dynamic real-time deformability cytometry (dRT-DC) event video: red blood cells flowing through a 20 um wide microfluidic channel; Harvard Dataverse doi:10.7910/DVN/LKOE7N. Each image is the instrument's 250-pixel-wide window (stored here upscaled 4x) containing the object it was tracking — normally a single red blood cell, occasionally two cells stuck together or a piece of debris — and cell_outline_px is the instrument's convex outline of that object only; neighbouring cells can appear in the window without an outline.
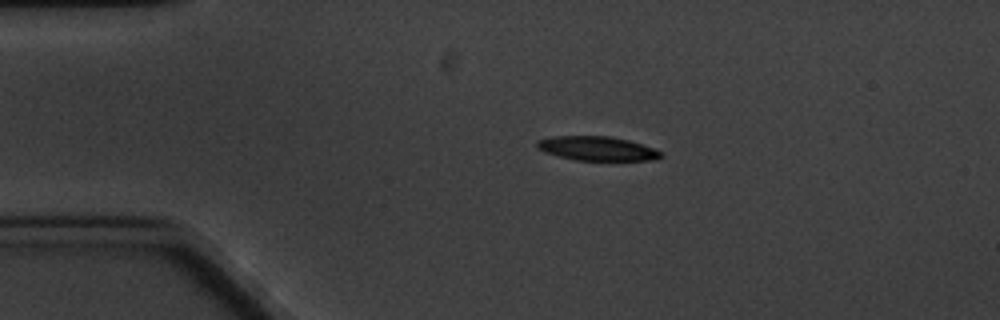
{"species": "common noctule bat (a hibernating species)", "species_latin": "Nyctalus noctula", "temperature_condition": "cold", "stored_images_in_passage": 9, "camera_frame_rate_fps": 3000, "um_per_image_px": 0.085, "animal": {"sex": "male", "body_mass_g": 20.1, "forearm_length_mm": 53.5}, "frame": {"image": 1, "passage_image": 1, "time_ms": 0.0, "image_size_px": [1000, 320], "cell_outline_px": [[664, 156], [656, 160], [576, 160], [544, 152], [536, 148], [536, 140], [552, 136], [608, 136], [628, 140], [652, 148], [660, 152]], "centroid_in_image_um": [50.71, 12.62], "position_along_channel_um": 34.3, "area_um2": 17.34}}
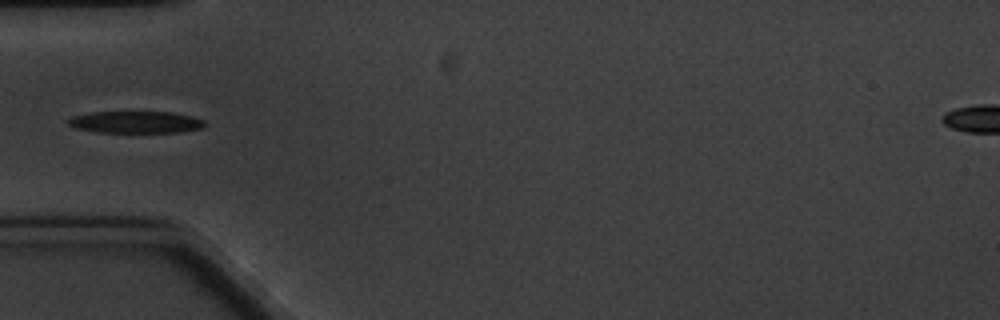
{"frame": {"image": 2, "passage_image": 3, "time_ms": 2.333, "image_size_px": [1000, 320], "cell_outline_px": [[208, 124], [200, 128], [180, 132], [96, 132], [76, 128], [68, 124], [64, 120], [72, 116], [92, 112], [172, 112], [192, 116], [204, 120]], "centroid_in_image_um": [11.52, 10.38], "position_along_channel_um": 73.5, "area_um2": 17.51}}
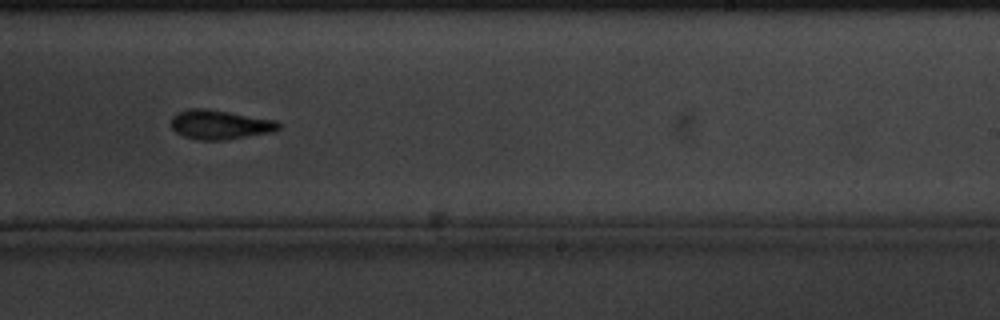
{"frame": {"image": 3, "passage_image": 8, "time_ms": 8.333, "image_size_px": [1000, 320], "cell_outline_px": [[280, 128], [276, 132], [224, 140], [196, 140], [184, 136], [176, 132], [172, 128], [172, 116], [180, 112], [192, 108], [208, 108], [276, 120], [280, 124]], "centroid_in_image_um": [18.74, 10.6], "position_along_channel_um": 270.3, "area_um2": 18.5}}